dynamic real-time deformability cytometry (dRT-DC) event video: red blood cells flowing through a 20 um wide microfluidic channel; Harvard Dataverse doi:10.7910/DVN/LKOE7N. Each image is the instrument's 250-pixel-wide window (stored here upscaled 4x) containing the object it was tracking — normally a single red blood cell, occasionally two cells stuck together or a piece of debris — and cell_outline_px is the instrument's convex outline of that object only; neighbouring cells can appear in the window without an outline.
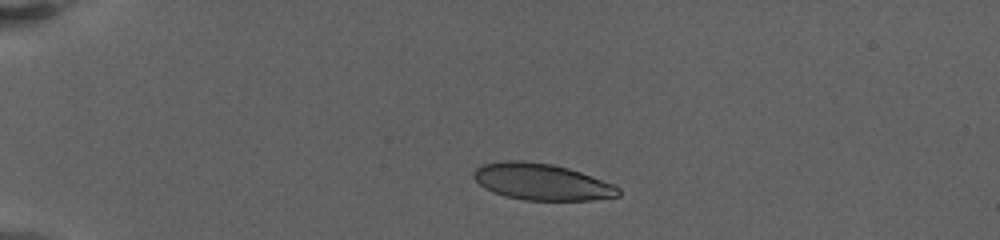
{"species": "human", "species_latin": "Homo sapiens", "temperature_condition": "warm", "stored_images_in_passage": 66, "camera_frame_rate_fps": 3000, "um_per_image_px": 0.085, "donor": {"sex": "female"}, "frame": {"image": 1, "passage_image": 1, "time_ms": 0.0, "image_size_px": [1000, 240], "cell_outline_px": [[620, 196], [592, 200], [524, 200], [504, 196], [492, 192], [484, 188], [472, 176], [472, 172], [476, 168], [484, 164], [504, 160], [524, 160], [552, 164], [568, 168], [616, 184], [620, 188]], "centroid_in_image_um": [46.05, 15.45], "position_along_channel_um": 38.9, "area_um2": 31.1}}
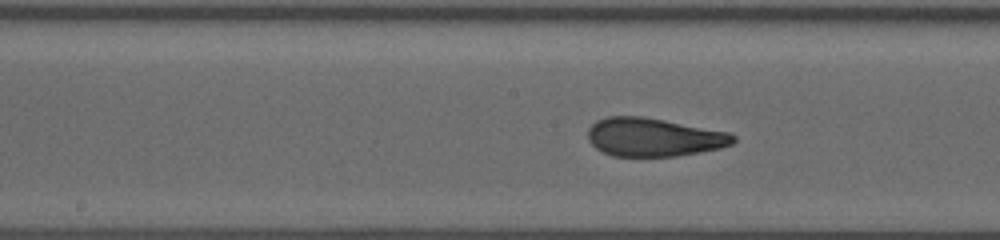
{"frame": {"image": 2, "passage_image": 24, "time_ms": 6.667, "image_size_px": [1000, 240], "cell_outline_px": [[736, 140], [732, 144], [720, 148], [700, 152], [676, 156], [612, 156], [596, 148], [588, 140], [588, 128], [596, 120], [608, 116], [640, 116], [664, 120], [732, 132], [736, 136]], "centroid_in_image_um": [55.59, 11.65], "position_along_channel_um": 192.6, "area_um2": 32.71}}
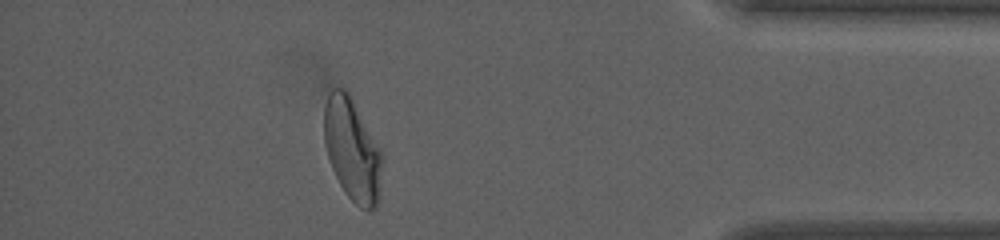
{"frame": {"image": 3, "passage_image": 54, "time_ms": 14.333, "image_size_px": [1000, 240], "cell_outline_px": [[384, 156], [376, 208], [368, 212], [360, 208], [344, 192], [332, 168], [324, 144], [324, 104], [328, 92], [332, 88], [344, 88], [352, 96], [380, 148]], "centroid_in_image_um": [29.94, 12.69], "position_along_channel_um": 405.3, "area_um2": 35.08}, "authors_computed_cell_mechanics": {"area_um2": 32.8593, "velocity_mm_per_s": 3.2057, "shape_relaxation_time_tau1_ms": 7.808, "shape_relaxation_time_tau2_ms": 0.9831, "deformation_change_tau1": 0.261, "deformation_change_tau2": 0.0748}}